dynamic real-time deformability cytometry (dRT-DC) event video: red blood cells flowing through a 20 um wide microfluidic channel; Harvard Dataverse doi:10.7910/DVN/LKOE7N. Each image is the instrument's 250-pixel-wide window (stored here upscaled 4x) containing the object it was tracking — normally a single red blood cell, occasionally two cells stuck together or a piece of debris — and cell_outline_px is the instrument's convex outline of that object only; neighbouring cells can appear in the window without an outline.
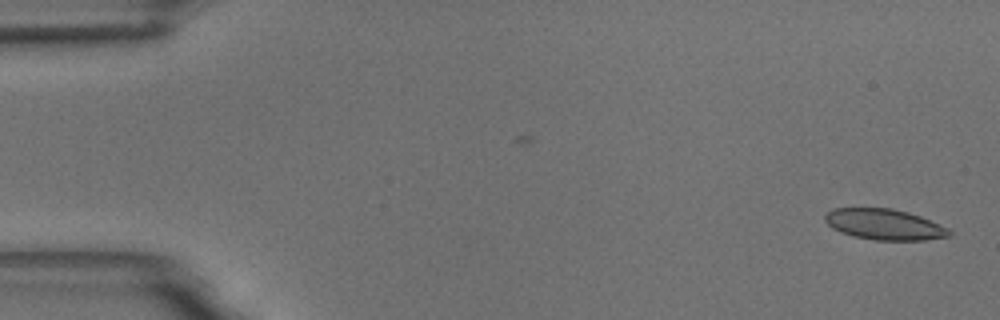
{"species": "common noctule bat (a hibernating species)", "species_latin": "Nyctalus noctula", "temperature_condition": "room temperature", "stored_images_in_passage": 47, "camera_frame_rate_fps": 3000, "um_per_image_px": 0.085, "animal": {"sex": "male", "body_mass_g": 18.8}, "frame": {"image": 1, "passage_image": 1, "time_ms": 0.0, "image_size_px": [1000, 320], "cell_outline_px": [[952, 236], [924, 240], [876, 240], [852, 236], [840, 232], [832, 228], [824, 220], [824, 216], [832, 208], [892, 208], [908, 212], [920, 216], [948, 228], [952, 232]], "centroid_in_image_um": [75.17, 19.08], "position_along_channel_um": 9.8, "area_um2": 22.37}}
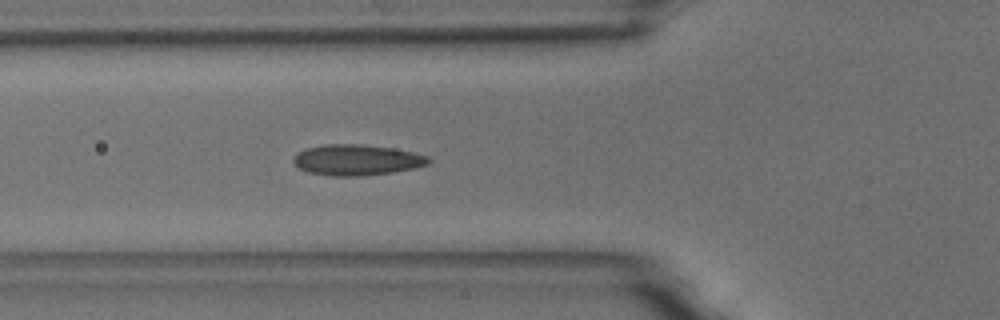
{"frame": {"image": 2, "passage_image": 19, "time_ms": 6.0, "image_size_px": [1000, 320], "cell_outline_px": [[432, 160], [428, 164], [416, 168], [392, 172], [360, 176], [332, 176], [308, 172], [292, 164], [292, 160], [300, 152], [308, 148], [328, 144], [360, 144], [392, 148], [412, 152], [428, 156]], "centroid_in_image_um": [30.35, 13.6], "position_along_channel_um": 95.5, "area_um2": 24.1}}
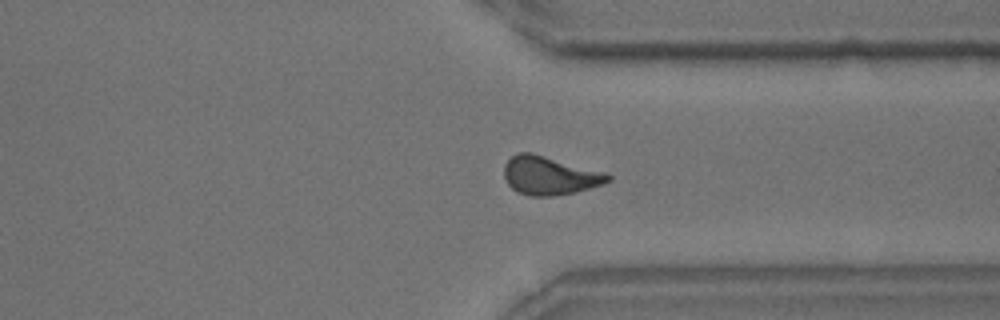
{"frame": {"image": 3, "passage_image": 41, "time_ms": 13.333, "image_size_px": [1000, 320], "cell_outline_px": [[612, 180], [604, 184], [576, 192], [552, 196], [528, 196], [516, 192], [508, 184], [504, 176], [504, 164], [512, 156], [520, 152], [532, 152], [604, 172], [612, 176]], "centroid_in_image_um": [46.71, 14.93], "position_along_channel_um": 364.7, "area_um2": 23.41}, "authors_computed_cell_mechanics": {"area_um2": 23.0622, "velocity_mm_per_s": 3.6665, "shape_relaxation_time_tau1_ms": 8.1688, "shape_relaxation_time_tau2_ms": 2.2559, "deformation_change_tau1": 0.1755, "deformation_change_tau2": 0.0652}}